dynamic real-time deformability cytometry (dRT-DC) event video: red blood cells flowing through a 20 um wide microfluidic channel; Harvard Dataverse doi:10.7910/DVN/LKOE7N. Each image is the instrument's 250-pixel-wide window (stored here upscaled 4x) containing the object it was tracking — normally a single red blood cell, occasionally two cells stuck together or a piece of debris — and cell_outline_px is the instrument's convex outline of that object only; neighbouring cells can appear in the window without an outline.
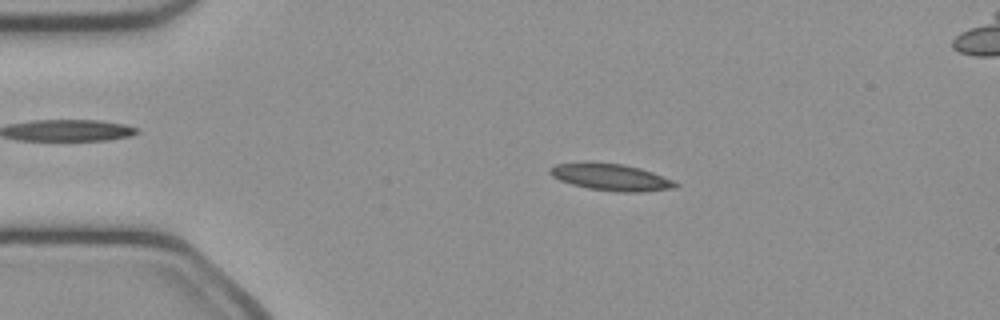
{"species": "common noctule bat (a hibernating species)", "species_latin": "Nyctalus noctula", "temperature_condition": "cold", "stored_images_in_passage": 50, "segment_of_instrument_passage": [1, 2], "camera_frame_rate_fps": 3000, "um_per_image_px": 0.085, "animal": {"sex": "female", "body_mass_g": 21.9}, "frame": {"image": 1, "passage_image": 9, "time_ms": 2.667, "image_size_px": [1000, 320], "cell_outline_px": [[680, 184], [676, 188], [636, 192], [616, 192], [588, 188], [572, 184], [560, 180], [552, 176], [548, 172], [548, 168], [556, 164], [584, 160], [588, 160], [624, 164], [640, 168], [652, 172], [672, 180]], "centroid_in_image_um": [51.87, 15.02], "position_along_channel_um": 33.1, "area_um2": 20.06}}
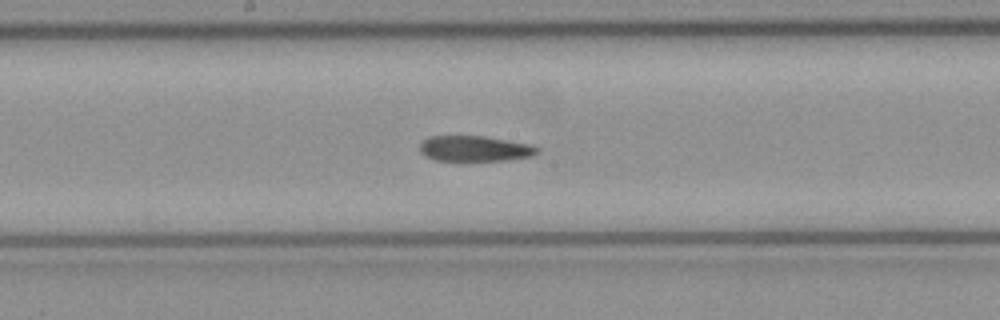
{"frame": {"image": 2, "passage_image": 25, "time_ms": 8.0, "image_size_px": [1000, 320], "cell_outline_px": [[540, 152], [532, 156], [504, 160], [464, 164], [460, 164], [436, 160], [424, 156], [420, 152], [420, 144], [428, 136], [484, 136], [528, 144], [540, 148]], "centroid_in_image_um": [40.3, 12.69], "position_along_channel_um": 207.9, "area_um2": 18.38}}
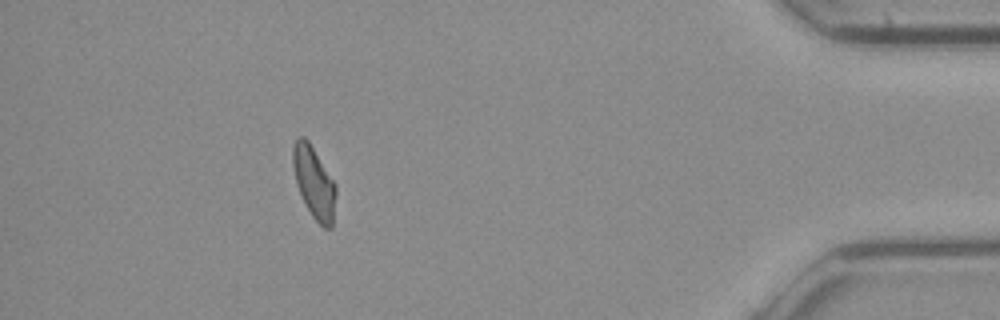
{"frame": {"image": 3, "passage_image": 44, "time_ms": 14.333, "image_size_px": [1000, 320], "cell_outline_px": [[336, 196], [332, 228], [324, 228], [312, 216], [296, 184], [292, 164], [292, 144], [300, 136], [304, 136], [308, 140], [336, 184]], "centroid_in_image_um": [26.69, 15.49], "position_along_channel_um": 408.5, "area_um2": 17.92}}